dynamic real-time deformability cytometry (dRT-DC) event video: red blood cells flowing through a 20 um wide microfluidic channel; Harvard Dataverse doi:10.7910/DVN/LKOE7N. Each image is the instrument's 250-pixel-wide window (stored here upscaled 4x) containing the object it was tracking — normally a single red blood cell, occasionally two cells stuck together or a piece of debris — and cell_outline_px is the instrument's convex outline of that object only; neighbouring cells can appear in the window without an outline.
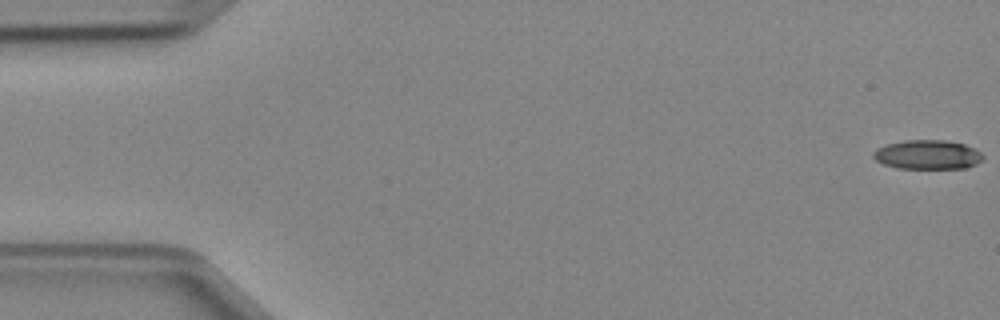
{"species": "Egyptian fruit bat (a non-hibernating species)", "species_latin": "Rousettus aegyptiacus", "temperature_condition": "cold", "stored_images_in_passage": 6, "camera_frame_rate_fps": 3000, "um_per_image_px": 0.085, "animal": {"sex": "female"}, "frame": {"image": 1, "passage_image": 1, "time_ms": 0.0, "image_size_px": [1000, 320], "cell_outline_px": [[984, 156], [976, 164], [968, 168], [896, 168], [884, 164], [876, 160], [872, 156], [872, 152], [876, 148], [888, 144], [904, 140], [944, 140], [964, 144], [980, 152]], "centroid_in_image_um": [78.81, 13.15], "position_along_channel_um": 6.2, "area_um2": 18.61}}
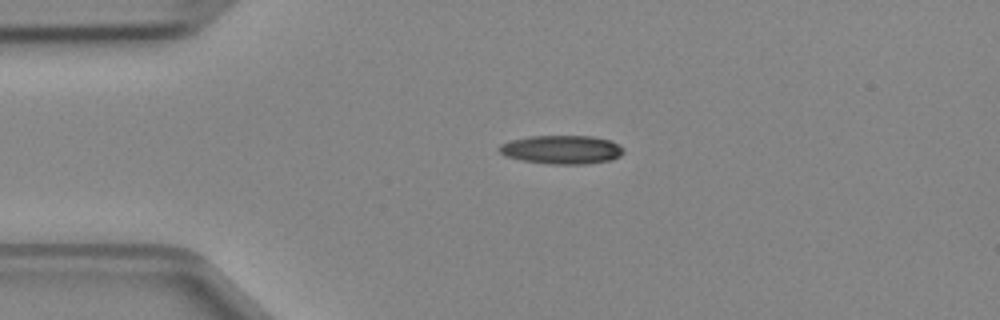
{"frame": {"image": 2, "passage_image": 4, "time_ms": 1.0, "image_size_px": [1000, 320], "cell_outline_px": [[624, 152], [620, 156], [612, 160], [588, 164], [548, 164], [524, 160], [504, 156], [496, 148], [500, 144], [512, 140], [528, 136], [592, 136], [612, 140], [624, 148]], "centroid_in_image_um": [47.77, 12.72], "position_along_channel_um": 37.2, "area_um2": 20.98}}